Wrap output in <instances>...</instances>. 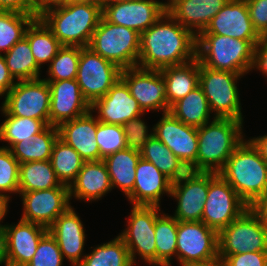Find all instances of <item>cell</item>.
Wrapping results in <instances>:
<instances>
[{"label":"cell","mask_w":267,"mask_h":266,"mask_svg":"<svg viewBox=\"0 0 267 266\" xmlns=\"http://www.w3.org/2000/svg\"><path fill=\"white\" fill-rule=\"evenodd\" d=\"M48 232L55 238L63 258H67L71 266H78L83 254L86 239L84 225L71 206L61 214L48 228Z\"/></svg>","instance_id":"obj_24"},{"label":"cell","mask_w":267,"mask_h":266,"mask_svg":"<svg viewBox=\"0 0 267 266\" xmlns=\"http://www.w3.org/2000/svg\"><path fill=\"white\" fill-rule=\"evenodd\" d=\"M15 83L16 81L9 73L3 54H0V97L6 95Z\"/></svg>","instance_id":"obj_49"},{"label":"cell","mask_w":267,"mask_h":266,"mask_svg":"<svg viewBox=\"0 0 267 266\" xmlns=\"http://www.w3.org/2000/svg\"><path fill=\"white\" fill-rule=\"evenodd\" d=\"M141 158L154 164L172 181L179 180L189 169L155 135L139 150Z\"/></svg>","instance_id":"obj_30"},{"label":"cell","mask_w":267,"mask_h":266,"mask_svg":"<svg viewBox=\"0 0 267 266\" xmlns=\"http://www.w3.org/2000/svg\"><path fill=\"white\" fill-rule=\"evenodd\" d=\"M102 18V4L75 3L54 8L40 19L62 46L88 47Z\"/></svg>","instance_id":"obj_4"},{"label":"cell","mask_w":267,"mask_h":266,"mask_svg":"<svg viewBox=\"0 0 267 266\" xmlns=\"http://www.w3.org/2000/svg\"><path fill=\"white\" fill-rule=\"evenodd\" d=\"M9 73L16 81L34 80L40 77L28 40L23 37L3 54Z\"/></svg>","instance_id":"obj_35"},{"label":"cell","mask_w":267,"mask_h":266,"mask_svg":"<svg viewBox=\"0 0 267 266\" xmlns=\"http://www.w3.org/2000/svg\"><path fill=\"white\" fill-rule=\"evenodd\" d=\"M88 47L120 69L137 67L140 34L134 29L112 24L102 16Z\"/></svg>","instance_id":"obj_6"},{"label":"cell","mask_w":267,"mask_h":266,"mask_svg":"<svg viewBox=\"0 0 267 266\" xmlns=\"http://www.w3.org/2000/svg\"><path fill=\"white\" fill-rule=\"evenodd\" d=\"M48 229L20 219L17 224L6 225L2 234L3 261L12 266H26L37 250Z\"/></svg>","instance_id":"obj_18"},{"label":"cell","mask_w":267,"mask_h":266,"mask_svg":"<svg viewBox=\"0 0 267 266\" xmlns=\"http://www.w3.org/2000/svg\"><path fill=\"white\" fill-rule=\"evenodd\" d=\"M47 82L51 93L49 125L58 127L91 110L76 79Z\"/></svg>","instance_id":"obj_21"},{"label":"cell","mask_w":267,"mask_h":266,"mask_svg":"<svg viewBox=\"0 0 267 266\" xmlns=\"http://www.w3.org/2000/svg\"><path fill=\"white\" fill-rule=\"evenodd\" d=\"M50 101V88L43 78L16 81L0 108L8 115L38 119L49 125Z\"/></svg>","instance_id":"obj_11"},{"label":"cell","mask_w":267,"mask_h":266,"mask_svg":"<svg viewBox=\"0 0 267 266\" xmlns=\"http://www.w3.org/2000/svg\"><path fill=\"white\" fill-rule=\"evenodd\" d=\"M75 3L103 4V0H71Z\"/></svg>","instance_id":"obj_57"},{"label":"cell","mask_w":267,"mask_h":266,"mask_svg":"<svg viewBox=\"0 0 267 266\" xmlns=\"http://www.w3.org/2000/svg\"><path fill=\"white\" fill-rule=\"evenodd\" d=\"M178 221L162 213L155 221L156 266H171L172 257L176 258Z\"/></svg>","instance_id":"obj_38"},{"label":"cell","mask_w":267,"mask_h":266,"mask_svg":"<svg viewBox=\"0 0 267 266\" xmlns=\"http://www.w3.org/2000/svg\"><path fill=\"white\" fill-rule=\"evenodd\" d=\"M123 1H133V0H103V4L113 3V2H123Z\"/></svg>","instance_id":"obj_59"},{"label":"cell","mask_w":267,"mask_h":266,"mask_svg":"<svg viewBox=\"0 0 267 266\" xmlns=\"http://www.w3.org/2000/svg\"><path fill=\"white\" fill-rule=\"evenodd\" d=\"M212 119L198 128L196 171L218 173L245 138L242 121L214 116Z\"/></svg>","instance_id":"obj_3"},{"label":"cell","mask_w":267,"mask_h":266,"mask_svg":"<svg viewBox=\"0 0 267 266\" xmlns=\"http://www.w3.org/2000/svg\"><path fill=\"white\" fill-rule=\"evenodd\" d=\"M3 261V240H2V233L0 232V265H2Z\"/></svg>","instance_id":"obj_58"},{"label":"cell","mask_w":267,"mask_h":266,"mask_svg":"<svg viewBox=\"0 0 267 266\" xmlns=\"http://www.w3.org/2000/svg\"><path fill=\"white\" fill-rule=\"evenodd\" d=\"M202 222L219 232L239 217L249 206L218 173L208 172V194Z\"/></svg>","instance_id":"obj_10"},{"label":"cell","mask_w":267,"mask_h":266,"mask_svg":"<svg viewBox=\"0 0 267 266\" xmlns=\"http://www.w3.org/2000/svg\"><path fill=\"white\" fill-rule=\"evenodd\" d=\"M160 210L159 206L132 205L127 228L118 235L128 248L135 265L138 254L144 262L156 266L155 221L161 214Z\"/></svg>","instance_id":"obj_9"},{"label":"cell","mask_w":267,"mask_h":266,"mask_svg":"<svg viewBox=\"0 0 267 266\" xmlns=\"http://www.w3.org/2000/svg\"><path fill=\"white\" fill-rule=\"evenodd\" d=\"M258 69L264 77L267 76V38L262 37L254 50V63L252 70Z\"/></svg>","instance_id":"obj_48"},{"label":"cell","mask_w":267,"mask_h":266,"mask_svg":"<svg viewBox=\"0 0 267 266\" xmlns=\"http://www.w3.org/2000/svg\"><path fill=\"white\" fill-rule=\"evenodd\" d=\"M68 187L56 177L50 160L31 161L19 165V192Z\"/></svg>","instance_id":"obj_32"},{"label":"cell","mask_w":267,"mask_h":266,"mask_svg":"<svg viewBox=\"0 0 267 266\" xmlns=\"http://www.w3.org/2000/svg\"><path fill=\"white\" fill-rule=\"evenodd\" d=\"M187 266H226L225 262L222 258H216L212 261L205 262V263H194Z\"/></svg>","instance_id":"obj_56"},{"label":"cell","mask_w":267,"mask_h":266,"mask_svg":"<svg viewBox=\"0 0 267 266\" xmlns=\"http://www.w3.org/2000/svg\"><path fill=\"white\" fill-rule=\"evenodd\" d=\"M71 0H45V13L54 8L67 5Z\"/></svg>","instance_id":"obj_55"},{"label":"cell","mask_w":267,"mask_h":266,"mask_svg":"<svg viewBox=\"0 0 267 266\" xmlns=\"http://www.w3.org/2000/svg\"><path fill=\"white\" fill-rule=\"evenodd\" d=\"M229 0H176L166 11L196 37Z\"/></svg>","instance_id":"obj_26"},{"label":"cell","mask_w":267,"mask_h":266,"mask_svg":"<svg viewBox=\"0 0 267 266\" xmlns=\"http://www.w3.org/2000/svg\"><path fill=\"white\" fill-rule=\"evenodd\" d=\"M80 59V47L62 46L48 67L46 81L76 79Z\"/></svg>","instance_id":"obj_41"},{"label":"cell","mask_w":267,"mask_h":266,"mask_svg":"<svg viewBox=\"0 0 267 266\" xmlns=\"http://www.w3.org/2000/svg\"><path fill=\"white\" fill-rule=\"evenodd\" d=\"M244 75L207 68L199 63V86L214 117L243 120L237 81Z\"/></svg>","instance_id":"obj_7"},{"label":"cell","mask_w":267,"mask_h":266,"mask_svg":"<svg viewBox=\"0 0 267 266\" xmlns=\"http://www.w3.org/2000/svg\"><path fill=\"white\" fill-rule=\"evenodd\" d=\"M50 162L61 184L70 187L85 160L75 149L57 138L52 147Z\"/></svg>","instance_id":"obj_36"},{"label":"cell","mask_w":267,"mask_h":266,"mask_svg":"<svg viewBox=\"0 0 267 266\" xmlns=\"http://www.w3.org/2000/svg\"><path fill=\"white\" fill-rule=\"evenodd\" d=\"M226 266H267V252H246L235 255H218Z\"/></svg>","instance_id":"obj_47"},{"label":"cell","mask_w":267,"mask_h":266,"mask_svg":"<svg viewBox=\"0 0 267 266\" xmlns=\"http://www.w3.org/2000/svg\"><path fill=\"white\" fill-rule=\"evenodd\" d=\"M45 13V0H26V14L40 18Z\"/></svg>","instance_id":"obj_51"},{"label":"cell","mask_w":267,"mask_h":266,"mask_svg":"<svg viewBox=\"0 0 267 266\" xmlns=\"http://www.w3.org/2000/svg\"><path fill=\"white\" fill-rule=\"evenodd\" d=\"M96 142L100 150V160L127 148L123 127L121 125L106 124L98 121Z\"/></svg>","instance_id":"obj_42"},{"label":"cell","mask_w":267,"mask_h":266,"mask_svg":"<svg viewBox=\"0 0 267 266\" xmlns=\"http://www.w3.org/2000/svg\"><path fill=\"white\" fill-rule=\"evenodd\" d=\"M218 174L251 207L267 189V162L250 140H243Z\"/></svg>","instance_id":"obj_2"},{"label":"cell","mask_w":267,"mask_h":266,"mask_svg":"<svg viewBox=\"0 0 267 266\" xmlns=\"http://www.w3.org/2000/svg\"><path fill=\"white\" fill-rule=\"evenodd\" d=\"M154 135L165 144L191 171H196L198 128L188 126L170 112L153 126Z\"/></svg>","instance_id":"obj_17"},{"label":"cell","mask_w":267,"mask_h":266,"mask_svg":"<svg viewBox=\"0 0 267 266\" xmlns=\"http://www.w3.org/2000/svg\"><path fill=\"white\" fill-rule=\"evenodd\" d=\"M63 260L55 238L47 232L41 238L35 255L26 266H62Z\"/></svg>","instance_id":"obj_44"},{"label":"cell","mask_w":267,"mask_h":266,"mask_svg":"<svg viewBox=\"0 0 267 266\" xmlns=\"http://www.w3.org/2000/svg\"><path fill=\"white\" fill-rule=\"evenodd\" d=\"M140 117L143 116L131 119L122 125L127 148L140 150L154 135V127L151 133H148V126Z\"/></svg>","instance_id":"obj_45"},{"label":"cell","mask_w":267,"mask_h":266,"mask_svg":"<svg viewBox=\"0 0 267 266\" xmlns=\"http://www.w3.org/2000/svg\"><path fill=\"white\" fill-rule=\"evenodd\" d=\"M251 208L267 224V189Z\"/></svg>","instance_id":"obj_52"},{"label":"cell","mask_w":267,"mask_h":266,"mask_svg":"<svg viewBox=\"0 0 267 266\" xmlns=\"http://www.w3.org/2000/svg\"><path fill=\"white\" fill-rule=\"evenodd\" d=\"M24 37L28 40L32 55L40 68L43 64L50 63L62 47L53 32L40 18H35L30 23Z\"/></svg>","instance_id":"obj_33"},{"label":"cell","mask_w":267,"mask_h":266,"mask_svg":"<svg viewBox=\"0 0 267 266\" xmlns=\"http://www.w3.org/2000/svg\"><path fill=\"white\" fill-rule=\"evenodd\" d=\"M169 112L188 126L200 128L210 121V107L200 86L175 102Z\"/></svg>","instance_id":"obj_31"},{"label":"cell","mask_w":267,"mask_h":266,"mask_svg":"<svg viewBox=\"0 0 267 266\" xmlns=\"http://www.w3.org/2000/svg\"><path fill=\"white\" fill-rule=\"evenodd\" d=\"M196 46L197 37L165 11L140 34L137 66L161 70L188 63L196 58Z\"/></svg>","instance_id":"obj_1"},{"label":"cell","mask_w":267,"mask_h":266,"mask_svg":"<svg viewBox=\"0 0 267 266\" xmlns=\"http://www.w3.org/2000/svg\"><path fill=\"white\" fill-rule=\"evenodd\" d=\"M0 11L26 14V0H0Z\"/></svg>","instance_id":"obj_50"},{"label":"cell","mask_w":267,"mask_h":266,"mask_svg":"<svg viewBox=\"0 0 267 266\" xmlns=\"http://www.w3.org/2000/svg\"><path fill=\"white\" fill-rule=\"evenodd\" d=\"M112 190L110 176L103 160L85 161L77 178L70 185V200L96 201Z\"/></svg>","instance_id":"obj_27"},{"label":"cell","mask_w":267,"mask_h":266,"mask_svg":"<svg viewBox=\"0 0 267 266\" xmlns=\"http://www.w3.org/2000/svg\"><path fill=\"white\" fill-rule=\"evenodd\" d=\"M255 47L247 40L217 34L197 36L196 58L207 68L245 75L252 71Z\"/></svg>","instance_id":"obj_5"},{"label":"cell","mask_w":267,"mask_h":266,"mask_svg":"<svg viewBox=\"0 0 267 266\" xmlns=\"http://www.w3.org/2000/svg\"><path fill=\"white\" fill-rule=\"evenodd\" d=\"M120 78L127 84L140 108L147 111L169 112L166 83L160 70L132 67L121 70Z\"/></svg>","instance_id":"obj_14"},{"label":"cell","mask_w":267,"mask_h":266,"mask_svg":"<svg viewBox=\"0 0 267 266\" xmlns=\"http://www.w3.org/2000/svg\"><path fill=\"white\" fill-rule=\"evenodd\" d=\"M173 181L154 164L140 158L135 171L133 191L127 196L132 205L159 206L164 193L170 195Z\"/></svg>","instance_id":"obj_23"},{"label":"cell","mask_w":267,"mask_h":266,"mask_svg":"<svg viewBox=\"0 0 267 266\" xmlns=\"http://www.w3.org/2000/svg\"><path fill=\"white\" fill-rule=\"evenodd\" d=\"M267 252V224L249 207L218 232V255Z\"/></svg>","instance_id":"obj_8"},{"label":"cell","mask_w":267,"mask_h":266,"mask_svg":"<svg viewBox=\"0 0 267 266\" xmlns=\"http://www.w3.org/2000/svg\"><path fill=\"white\" fill-rule=\"evenodd\" d=\"M254 30L262 38L267 36V0H246Z\"/></svg>","instance_id":"obj_46"},{"label":"cell","mask_w":267,"mask_h":266,"mask_svg":"<svg viewBox=\"0 0 267 266\" xmlns=\"http://www.w3.org/2000/svg\"><path fill=\"white\" fill-rule=\"evenodd\" d=\"M10 198L11 197L8 194L0 193V222L2 220H4L5 215L8 212V203L11 200ZM5 226H6V224L5 225H3V224L1 225V223H0V232L2 234H3Z\"/></svg>","instance_id":"obj_54"},{"label":"cell","mask_w":267,"mask_h":266,"mask_svg":"<svg viewBox=\"0 0 267 266\" xmlns=\"http://www.w3.org/2000/svg\"><path fill=\"white\" fill-rule=\"evenodd\" d=\"M200 34H217L247 40L254 47L261 39L253 28L246 0H229Z\"/></svg>","instance_id":"obj_20"},{"label":"cell","mask_w":267,"mask_h":266,"mask_svg":"<svg viewBox=\"0 0 267 266\" xmlns=\"http://www.w3.org/2000/svg\"><path fill=\"white\" fill-rule=\"evenodd\" d=\"M92 113L90 110L57 127L58 138L75 149L85 161L100 160V150L96 142L97 117Z\"/></svg>","instance_id":"obj_25"},{"label":"cell","mask_w":267,"mask_h":266,"mask_svg":"<svg viewBox=\"0 0 267 266\" xmlns=\"http://www.w3.org/2000/svg\"><path fill=\"white\" fill-rule=\"evenodd\" d=\"M78 266H135L124 241L117 236L96 246Z\"/></svg>","instance_id":"obj_39"},{"label":"cell","mask_w":267,"mask_h":266,"mask_svg":"<svg viewBox=\"0 0 267 266\" xmlns=\"http://www.w3.org/2000/svg\"><path fill=\"white\" fill-rule=\"evenodd\" d=\"M91 110L97 111L98 121L121 126L131 119L144 115L137 100L131 95L127 84L121 78L106 95L91 105Z\"/></svg>","instance_id":"obj_22"},{"label":"cell","mask_w":267,"mask_h":266,"mask_svg":"<svg viewBox=\"0 0 267 266\" xmlns=\"http://www.w3.org/2000/svg\"><path fill=\"white\" fill-rule=\"evenodd\" d=\"M121 70L89 47H80L76 81L90 105L106 95L120 78Z\"/></svg>","instance_id":"obj_12"},{"label":"cell","mask_w":267,"mask_h":266,"mask_svg":"<svg viewBox=\"0 0 267 266\" xmlns=\"http://www.w3.org/2000/svg\"><path fill=\"white\" fill-rule=\"evenodd\" d=\"M166 11L157 0H133L102 4V16L110 23L136 30L139 34Z\"/></svg>","instance_id":"obj_19"},{"label":"cell","mask_w":267,"mask_h":266,"mask_svg":"<svg viewBox=\"0 0 267 266\" xmlns=\"http://www.w3.org/2000/svg\"><path fill=\"white\" fill-rule=\"evenodd\" d=\"M58 138V128L48 125L34 140H22L10 150L19 163L50 160L52 147Z\"/></svg>","instance_id":"obj_34"},{"label":"cell","mask_w":267,"mask_h":266,"mask_svg":"<svg viewBox=\"0 0 267 266\" xmlns=\"http://www.w3.org/2000/svg\"><path fill=\"white\" fill-rule=\"evenodd\" d=\"M140 158L139 150L125 148L103 159L112 188H120L126 197L133 191L136 166Z\"/></svg>","instance_id":"obj_29"},{"label":"cell","mask_w":267,"mask_h":266,"mask_svg":"<svg viewBox=\"0 0 267 266\" xmlns=\"http://www.w3.org/2000/svg\"><path fill=\"white\" fill-rule=\"evenodd\" d=\"M5 120L0 125V141L7 142L5 148L11 149L16 143L24 140H34L35 135L48 125L38 119L8 115L2 108Z\"/></svg>","instance_id":"obj_37"},{"label":"cell","mask_w":267,"mask_h":266,"mask_svg":"<svg viewBox=\"0 0 267 266\" xmlns=\"http://www.w3.org/2000/svg\"><path fill=\"white\" fill-rule=\"evenodd\" d=\"M35 18L34 15L0 11V54L2 51L6 53L24 37L26 28Z\"/></svg>","instance_id":"obj_40"},{"label":"cell","mask_w":267,"mask_h":266,"mask_svg":"<svg viewBox=\"0 0 267 266\" xmlns=\"http://www.w3.org/2000/svg\"><path fill=\"white\" fill-rule=\"evenodd\" d=\"M19 165L9 148L0 147V193L19 194Z\"/></svg>","instance_id":"obj_43"},{"label":"cell","mask_w":267,"mask_h":266,"mask_svg":"<svg viewBox=\"0 0 267 266\" xmlns=\"http://www.w3.org/2000/svg\"><path fill=\"white\" fill-rule=\"evenodd\" d=\"M218 257V232L215 229L202 221H178L176 259L181 266L205 263Z\"/></svg>","instance_id":"obj_13"},{"label":"cell","mask_w":267,"mask_h":266,"mask_svg":"<svg viewBox=\"0 0 267 266\" xmlns=\"http://www.w3.org/2000/svg\"><path fill=\"white\" fill-rule=\"evenodd\" d=\"M174 1H176V0H168L166 3L164 2L163 5H164L165 8H167Z\"/></svg>","instance_id":"obj_60"},{"label":"cell","mask_w":267,"mask_h":266,"mask_svg":"<svg viewBox=\"0 0 267 266\" xmlns=\"http://www.w3.org/2000/svg\"><path fill=\"white\" fill-rule=\"evenodd\" d=\"M208 194V172L189 170L173 181L171 198L177 201L174 218L180 222L202 221Z\"/></svg>","instance_id":"obj_15"},{"label":"cell","mask_w":267,"mask_h":266,"mask_svg":"<svg viewBox=\"0 0 267 266\" xmlns=\"http://www.w3.org/2000/svg\"><path fill=\"white\" fill-rule=\"evenodd\" d=\"M19 195L23 204L21 219L47 229L71 207L69 187L19 192Z\"/></svg>","instance_id":"obj_16"},{"label":"cell","mask_w":267,"mask_h":266,"mask_svg":"<svg viewBox=\"0 0 267 266\" xmlns=\"http://www.w3.org/2000/svg\"><path fill=\"white\" fill-rule=\"evenodd\" d=\"M260 152L261 157L267 162V134L249 139Z\"/></svg>","instance_id":"obj_53"},{"label":"cell","mask_w":267,"mask_h":266,"mask_svg":"<svg viewBox=\"0 0 267 266\" xmlns=\"http://www.w3.org/2000/svg\"><path fill=\"white\" fill-rule=\"evenodd\" d=\"M166 83V99L170 107L199 86V61L194 60L175 66L162 68Z\"/></svg>","instance_id":"obj_28"}]
</instances>
